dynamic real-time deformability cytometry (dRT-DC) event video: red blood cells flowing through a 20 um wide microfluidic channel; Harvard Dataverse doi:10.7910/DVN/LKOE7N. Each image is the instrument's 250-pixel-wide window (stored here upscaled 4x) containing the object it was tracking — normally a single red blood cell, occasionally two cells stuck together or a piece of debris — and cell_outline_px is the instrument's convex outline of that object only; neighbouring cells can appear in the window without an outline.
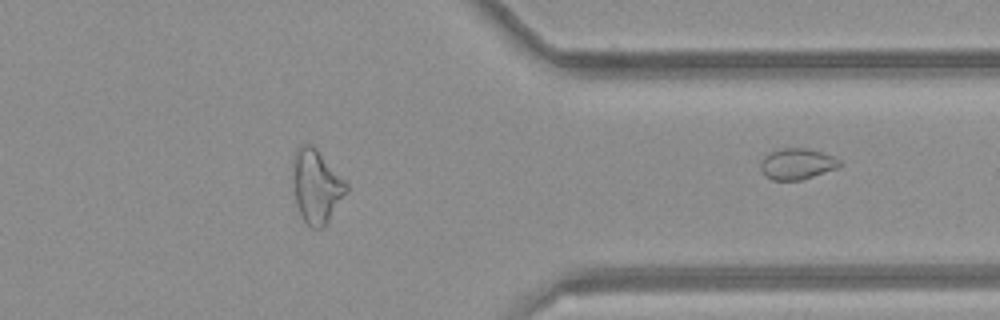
{"species": "common noctule bat (a hibernating species)", "species_latin": "Nyctalus noctula", "temperature_condition": "room temperature", "stored_images_in_passage": 39, "segment_of_instrument_passage": [2, 2], "camera_frame_rate_fps": 3000, "um_per_image_px": 0.085, "animal": {"sex": "female", "body_mass_g": 21.9}, "frame": {"image": 1, "passage_image": 39, "time_ms": 12.667, "image_size_px": [1000, 320], "cell_outline_px": [[844, 164], [836, 168], [804, 180], [772, 180], [764, 176], [760, 168], [760, 164], [764, 156], [780, 148], [808, 148], [832, 156], [840, 160]], "centroid_in_image_um": [67.74, 13.94], "position_along_channel_um": 343.7, "area_um2": 14.39}}